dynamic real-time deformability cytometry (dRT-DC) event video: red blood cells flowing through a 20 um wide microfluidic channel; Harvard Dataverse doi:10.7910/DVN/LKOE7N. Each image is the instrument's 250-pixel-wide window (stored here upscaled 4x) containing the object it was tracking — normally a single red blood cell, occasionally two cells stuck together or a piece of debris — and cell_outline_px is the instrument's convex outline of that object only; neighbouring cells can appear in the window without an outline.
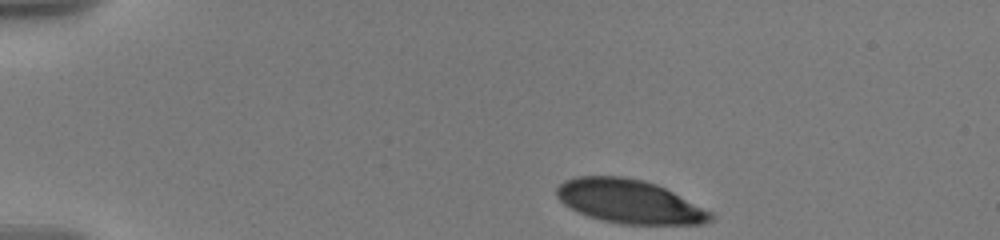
{"species": "human", "species_latin": "Homo sapiens", "temperature_condition": "warm", "stored_images_in_passage": 50, "camera_frame_rate_fps": 3000, "um_per_image_px": 0.085, "donor": {"sex": "male"}, "frame": {"image": 1, "passage_image": 1, "time_ms": 0.0, "image_size_px": [1000, 240], "cell_outline_px": [[716, 216], [712, 220], [704, 224], [620, 224], [588, 216], [576, 212], [564, 204], [556, 196], [556, 188], [564, 180], [576, 176], [620, 176], [644, 180], [656, 184], [712, 212]], "centroid_in_image_um": [53.48, 17.13], "position_along_channel_um": 31.5, "area_um2": 39.13}}
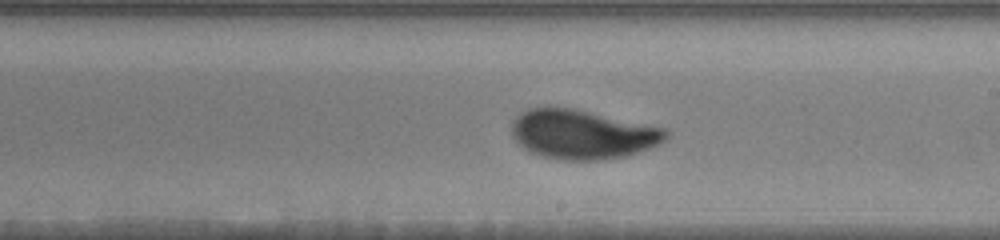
{"frame": {"image": 2, "passage_image": 27, "time_ms": 8.0, "image_size_px": [1000, 240], "cell_outline_px": [[668, 136], [660, 144], [628, 156], [600, 160], [560, 160], [528, 152], [512, 136], [512, 120], [520, 112], [528, 108], [572, 108], [664, 128], [668, 132]], "centroid_in_image_um": [49.49, 11.43], "position_along_channel_um": 239.5, "area_um2": 44.1}}
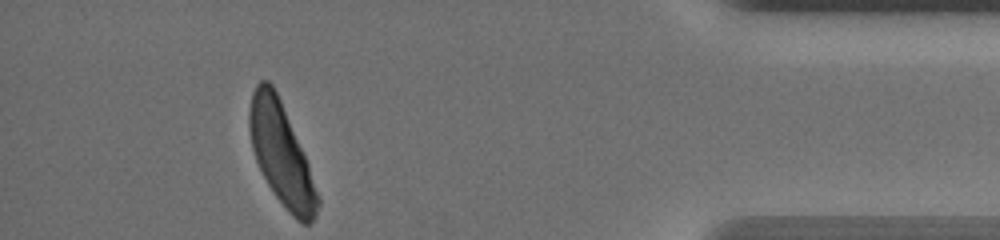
{"frame": {"image": 3, "passage_image": 49, "time_ms": 14.0, "image_size_px": [1000, 240], "cell_outline_px": [[320, 204], [316, 216], [308, 224], [304, 224], [296, 220], [292, 216], [276, 196], [268, 184], [256, 160], [252, 148], [248, 128], [248, 112], [252, 92], [256, 84], [260, 80], [268, 80], [272, 84], [280, 100], [308, 164], [320, 200]], "centroid_in_image_um": [23.89, 13.11], "position_along_channel_um": 411.3, "area_um2": 39.88}, "authors_computed_cell_mechanics": {"area_um2": 43.1477, "velocity_mm_per_s": 3.553, "shape_relaxation_time_tau1_ms": 3.46, "shape_relaxation_time_tau2_ms": null, "deformation_change_tau1": 0.1736, "deformation_change_tau2": null}}